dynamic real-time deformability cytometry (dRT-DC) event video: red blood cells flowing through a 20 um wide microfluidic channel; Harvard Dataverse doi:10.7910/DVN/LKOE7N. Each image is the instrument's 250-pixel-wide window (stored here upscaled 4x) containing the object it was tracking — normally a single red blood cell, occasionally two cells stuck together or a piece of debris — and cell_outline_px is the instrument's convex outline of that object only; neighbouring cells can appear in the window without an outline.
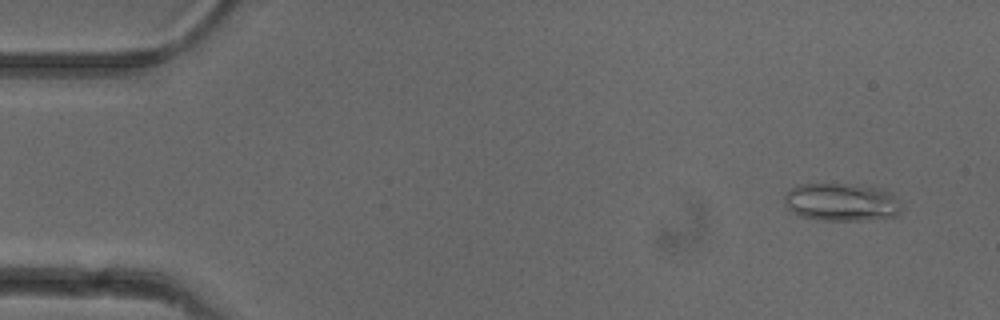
{"species": "common noctule bat (a hibernating species)", "species_latin": "Nyctalus noctula", "temperature_condition": "cold", "stored_images_in_passage": 52, "camera_frame_rate_fps": 3000, "um_per_image_px": 0.085, "animal": {"sex": "female"}, "frame": {"image": 1, "passage_image": 4, "time_ms": 1.0, "image_size_px": [1000, 320], "cell_outline_px": [[900, 212], [896, 216], [860, 220], [820, 220], [800, 216], [792, 212], [784, 204], [784, 196], [792, 188], [800, 184], [856, 184], [876, 188], [892, 192], [896, 196], [900, 208]], "centroid_in_image_um": [71.51, 17.18], "position_along_channel_um": 13.5, "area_um2": 25.78}}
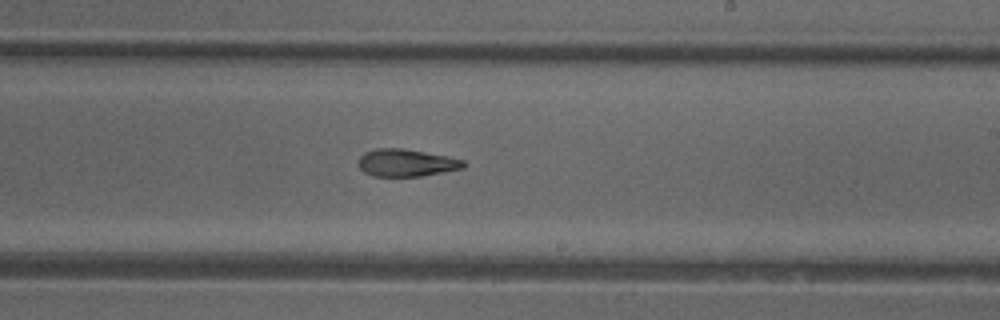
{"frame": {"image": 2, "passage_image": 31, "time_ms": 10.0, "image_size_px": [1000, 320], "cell_outline_px": [[468, 164], [464, 168], [420, 176], [372, 176], [364, 172], [360, 168], [360, 156], [364, 152], [376, 148], [404, 148], [448, 156], [464, 160]], "centroid_in_image_um": [34.57, 13.83], "position_along_channel_um": 254.4, "area_um2": 16.82}}
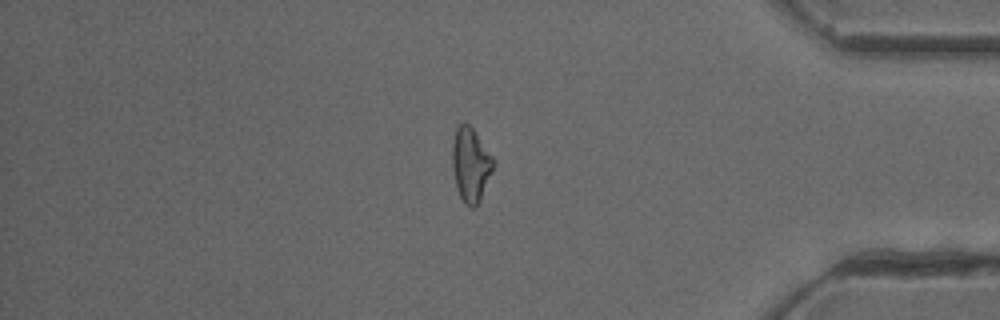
{"frame": {"image": 3, "passage_image": 44, "time_ms": 14.333, "image_size_px": [1000, 320], "cell_outline_px": [[496, 164], [480, 200], [476, 208], [472, 208], [464, 204], [456, 188], [452, 168], [452, 144], [456, 128], [460, 124], [468, 124], [472, 128], [496, 160]], "centroid_in_image_um": [40.02, 14.03], "position_along_channel_um": 395.2, "area_um2": 17.98}, "authors_computed_cell_mechanics": {"area_um2": 17.8891, "velocity_mm_per_s": 3.9605, "shape_relaxation_time_tau1_ms": 7.0597, "shape_relaxation_time_tau2_ms": 4.4892, "deformation_change_tau1": 0.1832, "deformation_change_tau2": 0.1332}}